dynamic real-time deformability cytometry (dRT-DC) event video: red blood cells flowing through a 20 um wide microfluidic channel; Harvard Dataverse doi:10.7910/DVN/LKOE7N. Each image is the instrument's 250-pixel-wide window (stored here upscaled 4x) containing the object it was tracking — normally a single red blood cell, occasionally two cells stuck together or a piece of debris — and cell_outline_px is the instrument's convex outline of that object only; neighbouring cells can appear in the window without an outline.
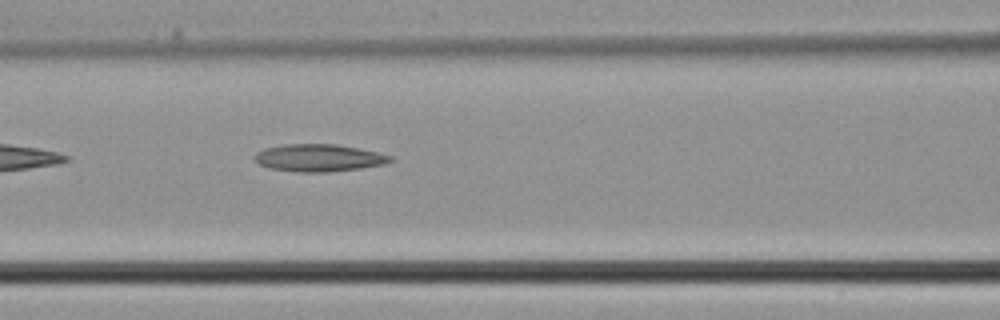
{"species": "common noctule bat (a hibernating species)", "species_latin": "Nyctalus noctula", "temperature_condition": "cold", "stored_images_in_passage": 4, "camera_frame_rate_fps": 3000, "um_per_image_px": 0.085, "animal": {"sex": "male", "body_mass_g": 21.5, "forearm_length_mm": 52.0}, "frame": {"image": 1, "passage_image": 4, "time_ms": 1.0, "image_size_px": [1000, 320], "cell_outline_px": [[392, 160], [384, 164], [360, 168], [328, 172], [296, 172], [268, 168], [260, 164], [256, 160], [256, 152], [264, 148], [284, 144], [336, 144], [360, 148], [392, 156]], "centroid_in_image_um": [27.09, 13.41], "position_along_channel_um": 139.5, "area_um2": 21.56}}